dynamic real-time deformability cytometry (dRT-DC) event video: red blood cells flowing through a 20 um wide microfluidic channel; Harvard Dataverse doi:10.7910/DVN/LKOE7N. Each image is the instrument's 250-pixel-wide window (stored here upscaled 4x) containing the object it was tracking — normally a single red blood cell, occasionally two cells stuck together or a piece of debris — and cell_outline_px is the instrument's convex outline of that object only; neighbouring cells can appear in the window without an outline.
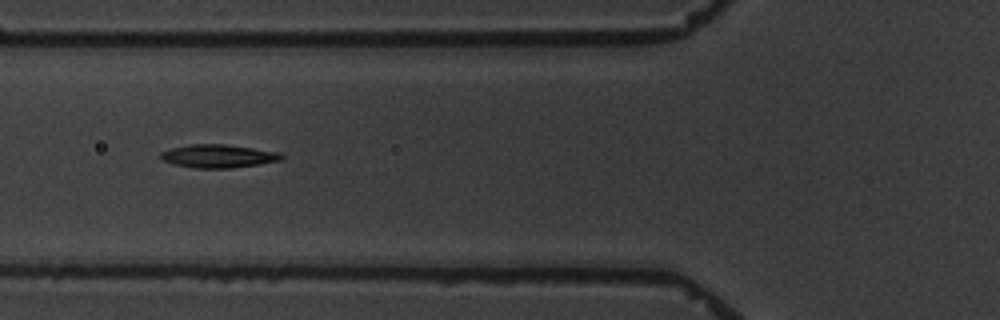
{"species": "common noctule bat (a hibernating species)", "species_latin": "Nyctalus noctula", "temperature_condition": "warm", "stored_images_in_passage": 9, "camera_frame_rate_fps": 3000, "um_per_image_px": 0.085, "animal": {"sex": "male", "body_mass_g": 19.5, "forearm_length_mm": 54.6}, "frame": {"image": 1, "passage_image": 6, "time_ms": 6.667, "image_size_px": [1000, 320], "cell_outline_px": [[284, 160], [260, 164], [232, 168], [196, 168], [176, 164], [164, 160], [160, 156], [160, 152], [172, 148], [192, 144], [224, 144], [252, 148], [276, 152], [284, 156]], "centroid_in_image_um": [18.59, 13.27], "position_along_channel_um": 107.2, "area_um2": 16.13}}
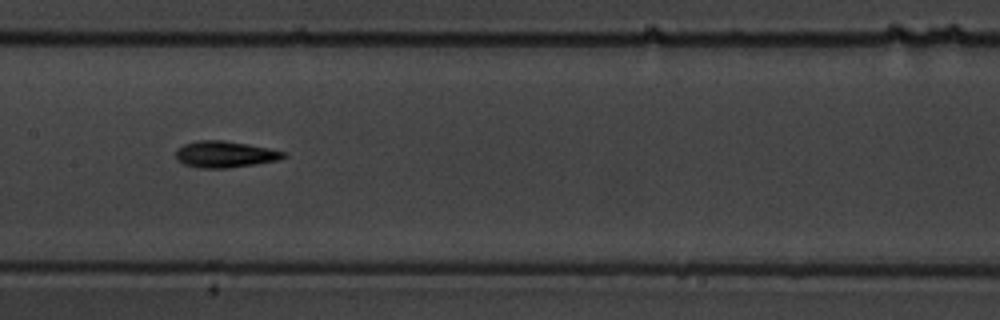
{"frame": {"image": 2, "passage_image": 8, "time_ms": 9.0, "image_size_px": [1000, 320], "cell_outline_px": [[288, 156], [280, 160], [224, 168], [200, 168], [184, 164], [176, 156], [176, 152], [184, 144], [200, 140], [224, 140], [248, 144], [288, 152]], "centroid_in_image_um": [19.19, 13.11], "position_along_channel_um": 188.2, "area_um2": 16.42}}
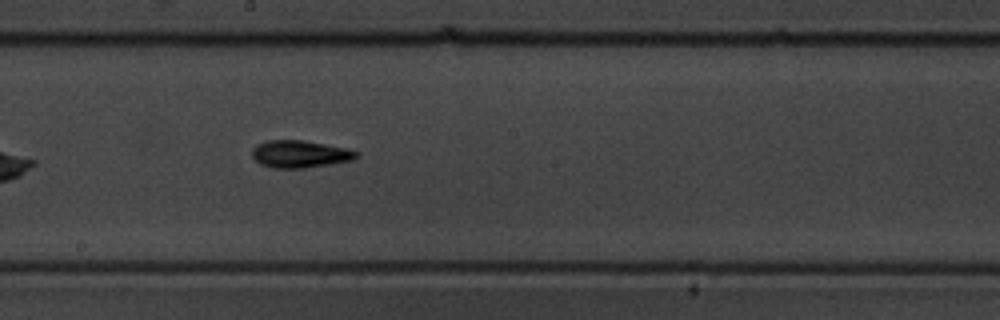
{"frame": {"image": 3, "passage_image": 9, "time_ms": 10.0, "image_size_px": [1000, 320], "cell_outline_px": [[360, 156], [352, 160], [304, 168], [272, 168], [260, 164], [252, 156], [252, 148], [256, 144], [268, 140], [304, 140], [344, 148], [360, 152]], "centroid_in_image_um": [25.47, 13.09], "position_along_channel_um": 222.7, "area_um2": 16.59}}